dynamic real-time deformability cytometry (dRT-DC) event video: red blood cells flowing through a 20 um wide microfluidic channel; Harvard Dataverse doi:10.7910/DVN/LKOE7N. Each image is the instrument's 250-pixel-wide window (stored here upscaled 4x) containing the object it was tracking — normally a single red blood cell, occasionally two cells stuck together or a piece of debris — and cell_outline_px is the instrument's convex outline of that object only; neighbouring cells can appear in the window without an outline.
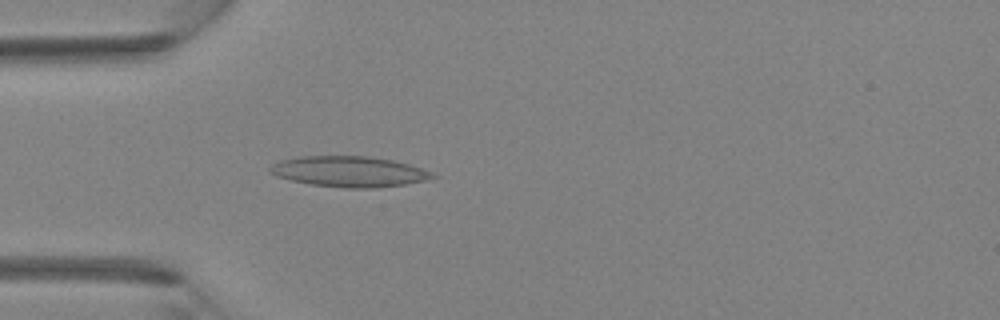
{"species": "Egyptian fruit bat (a non-hibernating species)", "species_latin": "Rousettus aegyptiacus", "temperature_condition": "room temperature", "stored_images_in_passage": 29, "camera_frame_rate_fps": 3000, "um_per_image_px": 0.085, "animal": {"sex": "female"}, "frame": {"image": 1, "passage_image": 1, "time_ms": 0.0, "image_size_px": [1000, 320], "cell_outline_px": [[440, 176], [424, 180], [404, 184], [376, 188], [344, 188], [312, 184], [292, 180], [276, 176], [268, 172], [268, 168], [272, 164], [280, 160], [300, 156], [368, 156], [392, 160], [408, 164], [432, 172]], "centroid_in_image_um": [29.65, 14.58], "position_along_channel_um": 55.3, "area_um2": 28.96}}
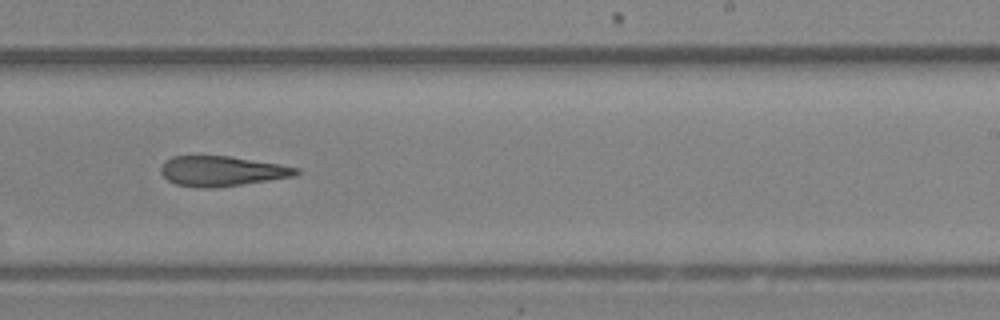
{"frame": {"image": 2, "passage_image": 14, "time_ms": 4.333, "image_size_px": [1000, 320], "cell_outline_px": [[300, 172], [296, 176], [216, 188], [200, 188], [176, 184], [168, 180], [160, 172], [160, 168], [164, 160], [172, 156], [232, 156], [280, 164], [300, 168]], "centroid_in_image_um": [18.86, 14.54], "position_along_channel_um": 270.1, "area_um2": 23.93}}
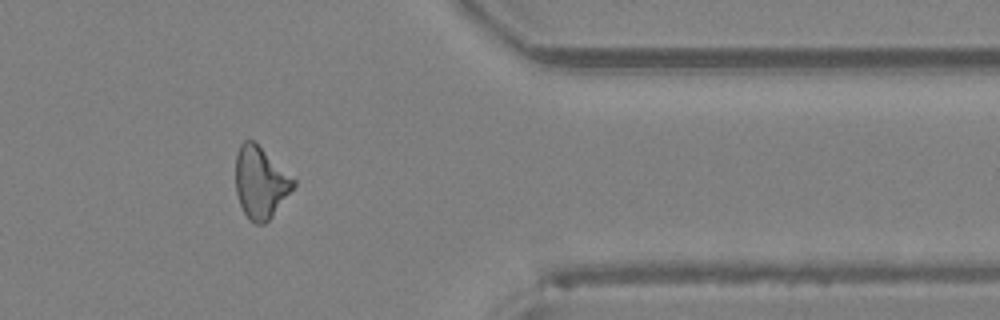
{"frame": {"image": 3, "passage_image": 22, "time_ms": 7.0, "image_size_px": [1000, 320], "cell_outline_px": [[296, 184], [272, 216], [264, 224], [256, 224], [248, 220], [240, 204], [236, 192], [236, 156], [240, 144], [244, 140], [252, 140], [296, 180]], "centroid_in_image_um": [22.12, 15.53], "position_along_channel_um": 389.3, "area_um2": 23.76}}